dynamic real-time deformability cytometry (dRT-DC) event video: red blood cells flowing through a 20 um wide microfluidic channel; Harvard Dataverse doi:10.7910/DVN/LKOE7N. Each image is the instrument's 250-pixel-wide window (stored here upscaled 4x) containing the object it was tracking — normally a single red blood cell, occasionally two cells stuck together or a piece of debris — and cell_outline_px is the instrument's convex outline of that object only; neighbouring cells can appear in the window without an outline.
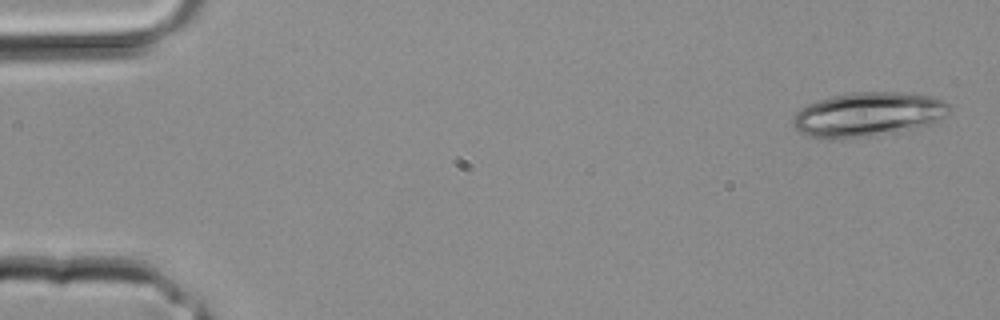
{"species": "common noctule bat (a hibernating species)", "species_latin": "Nyctalus noctula", "temperature_condition": "room temperature", "stored_images_in_passage": 3, "camera_frame_rate_fps": 3000, "um_per_image_px": 0.085, "animal": {"sex": "male", "body_mass_g": 20.4}, "frame": {"image": 1, "passage_image": 1, "time_ms": 0.0, "image_size_px": [1000, 320], "cell_outline_px": [[952, 108], [940, 120], [928, 124], [912, 128], [876, 136], [840, 140], [828, 140], [808, 136], [800, 132], [792, 124], [792, 116], [800, 108], [808, 104], [832, 96], [848, 92], [900, 92], [928, 96], [944, 100]], "centroid_in_image_um": [73.73, 9.74], "position_along_channel_um": 11.3, "area_um2": 40.75}}